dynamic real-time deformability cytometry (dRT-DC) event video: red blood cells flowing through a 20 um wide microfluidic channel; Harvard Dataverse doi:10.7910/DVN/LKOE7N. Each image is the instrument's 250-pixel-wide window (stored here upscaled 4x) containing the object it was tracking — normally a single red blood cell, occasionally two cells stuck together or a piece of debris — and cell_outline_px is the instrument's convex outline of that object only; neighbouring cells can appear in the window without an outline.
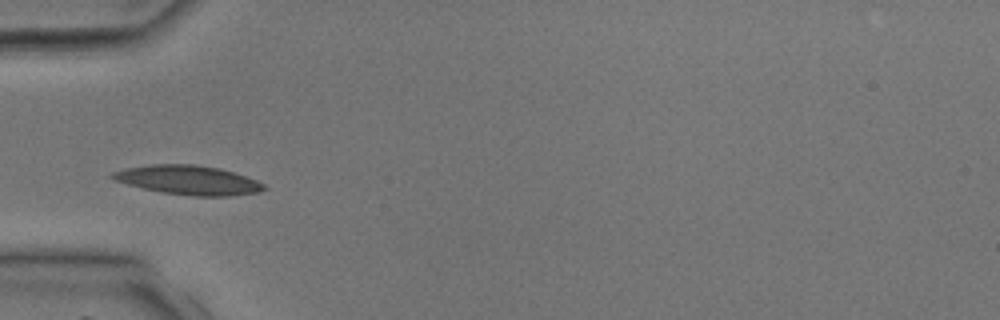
{"species": "common noctule bat (a hibernating species)", "species_latin": "Nyctalus noctula", "temperature_condition": "room temperature", "stored_images_in_passage": 27, "camera_frame_rate_fps": 3000, "um_per_image_px": 0.085, "animal": {"sex": "male", "body_mass_g": 17.9, "forearm_length_mm": 54.2}, "frame": {"image": 1, "passage_image": 5, "time_ms": 1.333, "image_size_px": [1000, 320], "cell_outline_px": [[268, 188], [260, 192], [232, 196], [192, 196], [160, 192], [112, 180], [108, 176], [112, 172], [124, 168], [152, 164], [196, 164], [220, 168], [256, 180], [264, 184]], "centroid_in_image_um": [15.99, 15.3], "position_along_channel_um": 69.0, "area_um2": 25.95}}
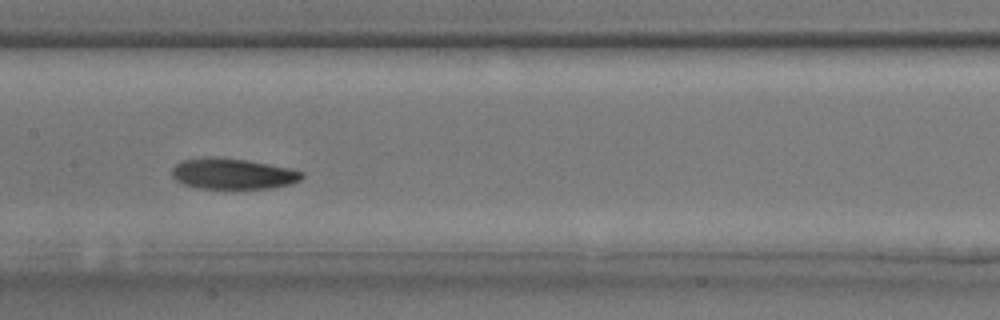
{"frame": {"image": 2, "passage_image": 12, "time_ms": 3.667, "image_size_px": [1000, 320], "cell_outline_px": [[304, 176], [300, 180], [292, 184], [268, 188], [236, 192], [196, 188], [184, 184], [176, 180], [172, 176], [172, 168], [176, 164], [184, 160], [212, 156], [248, 160], [288, 168], [304, 172]], "centroid_in_image_um": [19.79, 14.82], "position_along_channel_um": 187.6, "area_um2": 24.28}}